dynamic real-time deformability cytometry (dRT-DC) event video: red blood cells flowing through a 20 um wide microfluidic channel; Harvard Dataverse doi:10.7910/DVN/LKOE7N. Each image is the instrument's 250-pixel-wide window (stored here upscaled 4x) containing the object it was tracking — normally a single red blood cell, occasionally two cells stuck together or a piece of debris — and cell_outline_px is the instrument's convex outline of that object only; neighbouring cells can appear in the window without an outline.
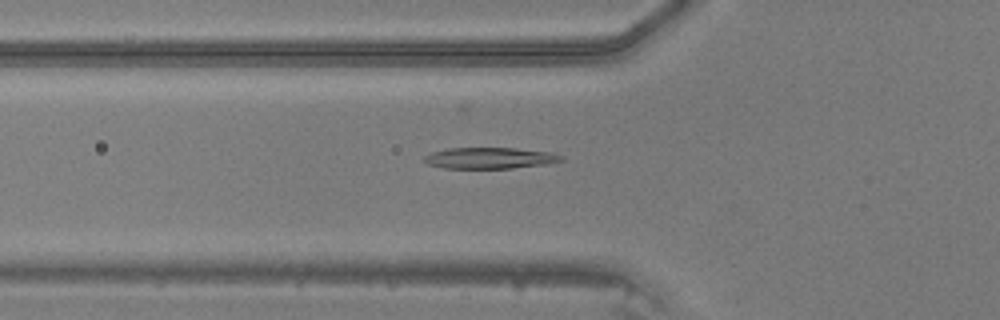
{"species": "common noctule bat (a hibernating species)", "species_latin": "Nyctalus noctula", "temperature_condition": "warm", "stored_images_in_passage": 39, "camera_frame_rate_fps": 3000, "um_per_image_px": 0.085, "animal": {"sex": "male", "body_mass_g": 20.5, "forearm_length_mm": 52.5}, "frame": {"image": 1, "passage_image": 9, "time_ms": 2.667, "image_size_px": [1000, 320], "cell_outline_px": [[564, 160], [548, 164], [512, 168], [444, 168], [428, 164], [424, 160], [424, 156], [432, 152], [448, 148], [516, 148], [552, 152], [564, 156]], "centroid_in_image_um": [41.68, 13.43], "position_along_channel_um": 84.1, "area_um2": 16.99}}
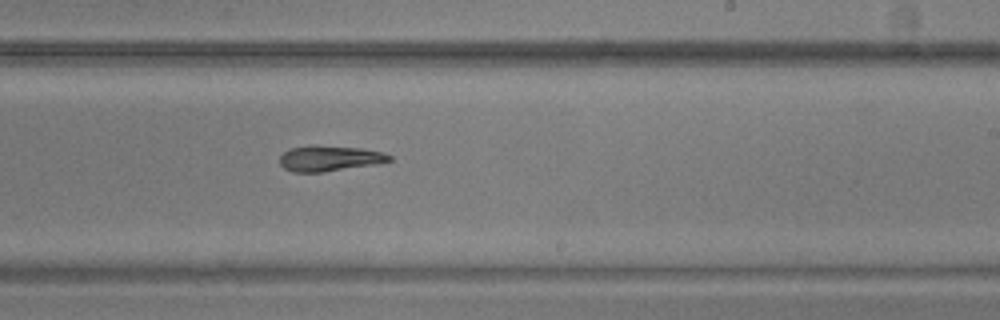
{"frame": {"image": 2, "passage_image": 21, "time_ms": 6.667, "image_size_px": [1000, 320], "cell_outline_px": [[392, 160], [380, 164], [324, 172], [292, 172], [284, 168], [280, 164], [280, 156], [288, 148], [312, 144], [316, 144], [360, 148], [384, 152], [392, 156]], "centroid_in_image_um": [28.02, 13.45], "position_along_channel_um": 261.0, "area_um2": 16.82}}
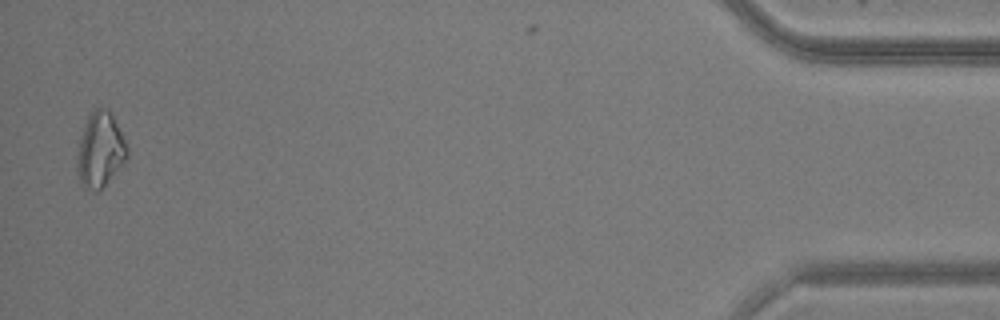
{"frame": {"image": 3, "passage_image": 38, "time_ms": 12.333, "image_size_px": [1000, 320], "cell_outline_px": [[128, 156], [104, 184], [96, 192], [92, 192], [84, 188], [80, 184], [76, 168], [76, 164], [80, 140], [84, 124], [88, 116], [96, 108], [108, 108], [128, 148]], "centroid_in_image_um": [8.47, 12.75], "position_along_channel_um": 426.7, "area_um2": 21.33}}